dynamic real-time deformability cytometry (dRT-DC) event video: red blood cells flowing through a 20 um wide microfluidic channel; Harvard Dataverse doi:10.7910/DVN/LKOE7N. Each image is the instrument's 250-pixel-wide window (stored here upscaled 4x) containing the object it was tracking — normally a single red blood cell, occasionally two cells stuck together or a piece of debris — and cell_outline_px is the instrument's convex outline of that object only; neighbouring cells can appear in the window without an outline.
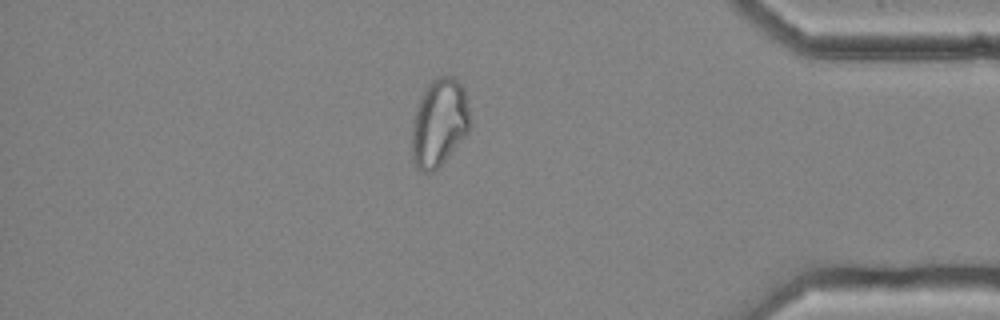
{"species": "common noctule bat (a hibernating species)", "species_latin": "Nyctalus noctula", "temperature_condition": "cold", "stored_images_in_passage": 56, "camera_frame_rate_fps": 3000, "um_per_image_px": 0.085, "animal": {"sex": "female", "body_mass_g": 25.1}, "frame": {"image": 1, "passage_image": 48, "time_ms": 15.667, "image_size_px": [1000, 320], "cell_outline_px": [[472, 124], [468, 132], [444, 160], [432, 172], [424, 172], [416, 168], [412, 160], [412, 132], [416, 108], [420, 96], [428, 84], [432, 80], [440, 76], [452, 76], [464, 88]], "centroid_in_image_um": [37.33, 10.42], "position_along_channel_um": 397.9, "area_um2": 29.59}}